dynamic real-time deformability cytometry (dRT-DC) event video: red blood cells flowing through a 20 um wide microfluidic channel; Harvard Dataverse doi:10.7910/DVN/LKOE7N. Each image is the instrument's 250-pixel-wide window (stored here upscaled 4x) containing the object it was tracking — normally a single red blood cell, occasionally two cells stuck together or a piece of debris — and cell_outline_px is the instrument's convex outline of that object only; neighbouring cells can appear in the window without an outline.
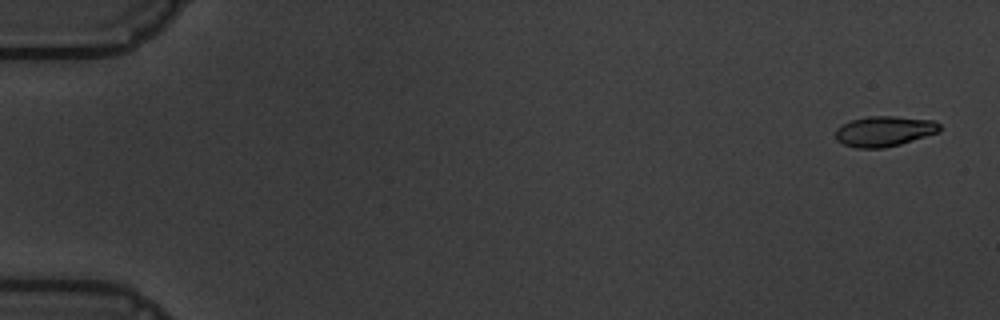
{"species": "common noctule bat (a hibernating species)", "species_latin": "Nyctalus noctula", "temperature_condition": "warm", "stored_images_in_passage": 4, "camera_frame_rate_fps": 3000, "um_per_image_px": 0.085, "animal": {"sex": "male", "body_mass_g": 19.5, "forearm_length_mm": 54.6}, "frame": {"image": 1, "passage_image": 1, "time_ms": 0.0, "image_size_px": [1000, 320], "cell_outline_px": [[940, 132], [900, 144], [884, 148], [856, 148], [844, 144], [836, 140], [836, 128], [840, 124], [852, 120], [868, 116], [892, 116], [936, 120], [940, 124]], "centroid_in_image_um": [75.17, 11.15], "position_along_channel_um": 9.8, "area_um2": 18.55}}